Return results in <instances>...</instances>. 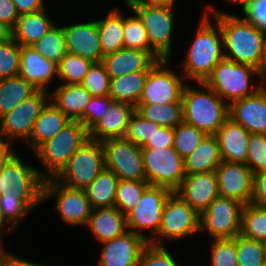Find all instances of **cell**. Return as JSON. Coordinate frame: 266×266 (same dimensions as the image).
Listing matches in <instances>:
<instances>
[{
  "mask_svg": "<svg viewBox=\"0 0 266 266\" xmlns=\"http://www.w3.org/2000/svg\"><path fill=\"white\" fill-rule=\"evenodd\" d=\"M206 8L219 23L223 37L224 58L256 68L266 41V33L243 17L228 14L210 5Z\"/></svg>",
  "mask_w": 266,
  "mask_h": 266,
  "instance_id": "1",
  "label": "cell"
},
{
  "mask_svg": "<svg viewBox=\"0 0 266 266\" xmlns=\"http://www.w3.org/2000/svg\"><path fill=\"white\" fill-rule=\"evenodd\" d=\"M205 12L200 20L197 34L186 52L183 64V78L204 82L214 67L224 58L223 37L219 23L213 25Z\"/></svg>",
  "mask_w": 266,
  "mask_h": 266,
  "instance_id": "2",
  "label": "cell"
},
{
  "mask_svg": "<svg viewBox=\"0 0 266 266\" xmlns=\"http://www.w3.org/2000/svg\"><path fill=\"white\" fill-rule=\"evenodd\" d=\"M201 90L185 85L182 94L183 122L215 135L229 118V104L204 82H197Z\"/></svg>",
  "mask_w": 266,
  "mask_h": 266,
  "instance_id": "3",
  "label": "cell"
},
{
  "mask_svg": "<svg viewBox=\"0 0 266 266\" xmlns=\"http://www.w3.org/2000/svg\"><path fill=\"white\" fill-rule=\"evenodd\" d=\"M89 139V131L78 120H71L53 138L46 140L34 152L43 171L41 177L46 180L55 178L66 166L71 156ZM45 170V171H44Z\"/></svg>",
  "mask_w": 266,
  "mask_h": 266,
  "instance_id": "4",
  "label": "cell"
},
{
  "mask_svg": "<svg viewBox=\"0 0 266 266\" xmlns=\"http://www.w3.org/2000/svg\"><path fill=\"white\" fill-rule=\"evenodd\" d=\"M256 68L223 58L214 67L204 83L215 91L227 104L257 93L261 86L253 87ZM252 86V87H251ZM251 88V89H250ZM229 100V101H228Z\"/></svg>",
  "mask_w": 266,
  "mask_h": 266,
  "instance_id": "5",
  "label": "cell"
},
{
  "mask_svg": "<svg viewBox=\"0 0 266 266\" xmlns=\"http://www.w3.org/2000/svg\"><path fill=\"white\" fill-rule=\"evenodd\" d=\"M15 152L0 170L1 195L22 196L33 208L43 202L44 179Z\"/></svg>",
  "mask_w": 266,
  "mask_h": 266,
  "instance_id": "6",
  "label": "cell"
},
{
  "mask_svg": "<svg viewBox=\"0 0 266 266\" xmlns=\"http://www.w3.org/2000/svg\"><path fill=\"white\" fill-rule=\"evenodd\" d=\"M104 168L101 142L88 139L71 156L55 179L65 186L85 190Z\"/></svg>",
  "mask_w": 266,
  "mask_h": 266,
  "instance_id": "7",
  "label": "cell"
},
{
  "mask_svg": "<svg viewBox=\"0 0 266 266\" xmlns=\"http://www.w3.org/2000/svg\"><path fill=\"white\" fill-rule=\"evenodd\" d=\"M199 232L200 214L177 193L172 192L165 203L159 231L156 237L151 239L150 244L163 246L161 239H184Z\"/></svg>",
  "mask_w": 266,
  "mask_h": 266,
  "instance_id": "8",
  "label": "cell"
},
{
  "mask_svg": "<svg viewBox=\"0 0 266 266\" xmlns=\"http://www.w3.org/2000/svg\"><path fill=\"white\" fill-rule=\"evenodd\" d=\"M141 149L146 181L175 192L186 176L181 156L173 147Z\"/></svg>",
  "mask_w": 266,
  "mask_h": 266,
  "instance_id": "9",
  "label": "cell"
},
{
  "mask_svg": "<svg viewBox=\"0 0 266 266\" xmlns=\"http://www.w3.org/2000/svg\"><path fill=\"white\" fill-rule=\"evenodd\" d=\"M56 197L55 209L70 226H87L92 208L85 190L71 188L49 178L43 182V202Z\"/></svg>",
  "mask_w": 266,
  "mask_h": 266,
  "instance_id": "10",
  "label": "cell"
},
{
  "mask_svg": "<svg viewBox=\"0 0 266 266\" xmlns=\"http://www.w3.org/2000/svg\"><path fill=\"white\" fill-rule=\"evenodd\" d=\"M171 193L172 191L165 187L149 185L144 190L138 204L126 214L128 230L150 243L159 231L163 209ZM147 229H151L152 238L143 233L142 230Z\"/></svg>",
  "mask_w": 266,
  "mask_h": 266,
  "instance_id": "11",
  "label": "cell"
},
{
  "mask_svg": "<svg viewBox=\"0 0 266 266\" xmlns=\"http://www.w3.org/2000/svg\"><path fill=\"white\" fill-rule=\"evenodd\" d=\"M142 21L150 47L162 58L171 59L174 9L165 6L137 4L131 8Z\"/></svg>",
  "mask_w": 266,
  "mask_h": 266,
  "instance_id": "12",
  "label": "cell"
},
{
  "mask_svg": "<svg viewBox=\"0 0 266 266\" xmlns=\"http://www.w3.org/2000/svg\"><path fill=\"white\" fill-rule=\"evenodd\" d=\"M169 59L160 60L148 73L138 105L182 102L186 85L169 67Z\"/></svg>",
  "mask_w": 266,
  "mask_h": 266,
  "instance_id": "13",
  "label": "cell"
},
{
  "mask_svg": "<svg viewBox=\"0 0 266 266\" xmlns=\"http://www.w3.org/2000/svg\"><path fill=\"white\" fill-rule=\"evenodd\" d=\"M243 204L218 196L200 214V231H208L212 239L234 238L240 234Z\"/></svg>",
  "mask_w": 266,
  "mask_h": 266,
  "instance_id": "14",
  "label": "cell"
},
{
  "mask_svg": "<svg viewBox=\"0 0 266 266\" xmlns=\"http://www.w3.org/2000/svg\"><path fill=\"white\" fill-rule=\"evenodd\" d=\"M105 168L122 180H146L142 149L124 138L101 142Z\"/></svg>",
  "mask_w": 266,
  "mask_h": 266,
  "instance_id": "15",
  "label": "cell"
},
{
  "mask_svg": "<svg viewBox=\"0 0 266 266\" xmlns=\"http://www.w3.org/2000/svg\"><path fill=\"white\" fill-rule=\"evenodd\" d=\"M46 90H39L31 98L22 101L12 111L0 118V136L14 143L16 139L27 141L33 125L42 109L50 101ZM49 96V97H48Z\"/></svg>",
  "mask_w": 266,
  "mask_h": 266,
  "instance_id": "16",
  "label": "cell"
},
{
  "mask_svg": "<svg viewBox=\"0 0 266 266\" xmlns=\"http://www.w3.org/2000/svg\"><path fill=\"white\" fill-rule=\"evenodd\" d=\"M219 195L250 204L253 194V172L246 164L222 161L215 169Z\"/></svg>",
  "mask_w": 266,
  "mask_h": 266,
  "instance_id": "17",
  "label": "cell"
},
{
  "mask_svg": "<svg viewBox=\"0 0 266 266\" xmlns=\"http://www.w3.org/2000/svg\"><path fill=\"white\" fill-rule=\"evenodd\" d=\"M99 266H139L144 248L149 242L134 232L125 234L102 243Z\"/></svg>",
  "mask_w": 266,
  "mask_h": 266,
  "instance_id": "18",
  "label": "cell"
},
{
  "mask_svg": "<svg viewBox=\"0 0 266 266\" xmlns=\"http://www.w3.org/2000/svg\"><path fill=\"white\" fill-rule=\"evenodd\" d=\"M67 50L93 63L102 62L104 54L96 21L62 26Z\"/></svg>",
  "mask_w": 266,
  "mask_h": 266,
  "instance_id": "19",
  "label": "cell"
},
{
  "mask_svg": "<svg viewBox=\"0 0 266 266\" xmlns=\"http://www.w3.org/2000/svg\"><path fill=\"white\" fill-rule=\"evenodd\" d=\"M160 60L163 59L155 51L123 47L105 55L102 63L112 79L135 71H150Z\"/></svg>",
  "mask_w": 266,
  "mask_h": 266,
  "instance_id": "20",
  "label": "cell"
},
{
  "mask_svg": "<svg viewBox=\"0 0 266 266\" xmlns=\"http://www.w3.org/2000/svg\"><path fill=\"white\" fill-rule=\"evenodd\" d=\"M175 193L201 214L219 196L215 170L186 175Z\"/></svg>",
  "mask_w": 266,
  "mask_h": 266,
  "instance_id": "21",
  "label": "cell"
},
{
  "mask_svg": "<svg viewBox=\"0 0 266 266\" xmlns=\"http://www.w3.org/2000/svg\"><path fill=\"white\" fill-rule=\"evenodd\" d=\"M229 118L249 133L266 135V88L229 105Z\"/></svg>",
  "mask_w": 266,
  "mask_h": 266,
  "instance_id": "22",
  "label": "cell"
},
{
  "mask_svg": "<svg viewBox=\"0 0 266 266\" xmlns=\"http://www.w3.org/2000/svg\"><path fill=\"white\" fill-rule=\"evenodd\" d=\"M135 107L126 102L113 101L104 117L89 130V139L103 142L123 138Z\"/></svg>",
  "mask_w": 266,
  "mask_h": 266,
  "instance_id": "23",
  "label": "cell"
},
{
  "mask_svg": "<svg viewBox=\"0 0 266 266\" xmlns=\"http://www.w3.org/2000/svg\"><path fill=\"white\" fill-rule=\"evenodd\" d=\"M19 76L32 83L39 90L57 76V64L38 53L32 46H21Z\"/></svg>",
  "mask_w": 266,
  "mask_h": 266,
  "instance_id": "24",
  "label": "cell"
},
{
  "mask_svg": "<svg viewBox=\"0 0 266 266\" xmlns=\"http://www.w3.org/2000/svg\"><path fill=\"white\" fill-rule=\"evenodd\" d=\"M222 161L246 164L250 133L228 118L215 134Z\"/></svg>",
  "mask_w": 266,
  "mask_h": 266,
  "instance_id": "25",
  "label": "cell"
},
{
  "mask_svg": "<svg viewBox=\"0 0 266 266\" xmlns=\"http://www.w3.org/2000/svg\"><path fill=\"white\" fill-rule=\"evenodd\" d=\"M86 227L100 243L112 240L129 231L126 215L115 206L92 209Z\"/></svg>",
  "mask_w": 266,
  "mask_h": 266,
  "instance_id": "26",
  "label": "cell"
},
{
  "mask_svg": "<svg viewBox=\"0 0 266 266\" xmlns=\"http://www.w3.org/2000/svg\"><path fill=\"white\" fill-rule=\"evenodd\" d=\"M70 121L55 104L49 101L34 122L30 138L26 141L27 146L31 147L34 152L46 140L53 138Z\"/></svg>",
  "mask_w": 266,
  "mask_h": 266,
  "instance_id": "27",
  "label": "cell"
},
{
  "mask_svg": "<svg viewBox=\"0 0 266 266\" xmlns=\"http://www.w3.org/2000/svg\"><path fill=\"white\" fill-rule=\"evenodd\" d=\"M92 95L81 84H59L50 94V101L70 120H79Z\"/></svg>",
  "mask_w": 266,
  "mask_h": 266,
  "instance_id": "28",
  "label": "cell"
},
{
  "mask_svg": "<svg viewBox=\"0 0 266 266\" xmlns=\"http://www.w3.org/2000/svg\"><path fill=\"white\" fill-rule=\"evenodd\" d=\"M46 8L33 13L21 14L12 29L13 39L20 46H31L56 24L46 14Z\"/></svg>",
  "mask_w": 266,
  "mask_h": 266,
  "instance_id": "29",
  "label": "cell"
},
{
  "mask_svg": "<svg viewBox=\"0 0 266 266\" xmlns=\"http://www.w3.org/2000/svg\"><path fill=\"white\" fill-rule=\"evenodd\" d=\"M222 163L216 135H206L195 150L184 159L186 175L214 171Z\"/></svg>",
  "mask_w": 266,
  "mask_h": 266,
  "instance_id": "30",
  "label": "cell"
},
{
  "mask_svg": "<svg viewBox=\"0 0 266 266\" xmlns=\"http://www.w3.org/2000/svg\"><path fill=\"white\" fill-rule=\"evenodd\" d=\"M39 91L20 76L0 80V118Z\"/></svg>",
  "mask_w": 266,
  "mask_h": 266,
  "instance_id": "31",
  "label": "cell"
},
{
  "mask_svg": "<svg viewBox=\"0 0 266 266\" xmlns=\"http://www.w3.org/2000/svg\"><path fill=\"white\" fill-rule=\"evenodd\" d=\"M149 71H135L110 80L109 96L114 101L138 105Z\"/></svg>",
  "mask_w": 266,
  "mask_h": 266,
  "instance_id": "32",
  "label": "cell"
},
{
  "mask_svg": "<svg viewBox=\"0 0 266 266\" xmlns=\"http://www.w3.org/2000/svg\"><path fill=\"white\" fill-rule=\"evenodd\" d=\"M118 182V176L104 168L85 189L91 208L113 207Z\"/></svg>",
  "mask_w": 266,
  "mask_h": 266,
  "instance_id": "33",
  "label": "cell"
},
{
  "mask_svg": "<svg viewBox=\"0 0 266 266\" xmlns=\"http://www.w3.org/2000/svg\"><path fill=\"white\" fill-rule=\"evenodd\" d=\"M96 22L104 56L124 47L122 11L114 8Z\"/></svg>",
  "mask_w": 266,
  "mask_h": 266,
  "instance_id": "34",
  "label": "cell"
},
{
  "mask_svg": "<svg viewBox=\"0 0 266 266\" xmlns=\"http://www.w3.org/2000/svg\"><path fill=\"white\" fill-rule=\"evenodd\" d=\"M135 110L146 120L162 127L174 129L178 124L183 122L182 102L168 103L165 105H137Z\"/></svg>",
  "mask_w": 266,
  "mask_h": 266,
  "instance_id": "35",
  "label": "cell"
},
{
  "mask_svg": "<svg viewBox=\"0 0 266 266\" xmlns=\"http://www.w3.org/2000/svg\"><path fill=\"white\" fill-rule=\"evenodd\" d=\"M240 234L244 237L263 241L266 239V208L253 204L243 205Z\"/></svg>",
  "mask_w": 266,
  "mask_h": 266,
  "instance_id": "36",
  "label": "cell"
},
{
  "mask_svg": "<svg viewBox=\"0 0 266 266\" xmlns=\"http://www.w3.org/2000/svg\"><path fill=\"white\" fill-rule=\"evenodd\" d=\"M31 46L55 64H58L68 52L62 26L57 27V24Z\"/></svg>",
  "mask_w": 266,
  "mask_h": 266,
  "instance_id": "37",
  "label": "cell"
},
{
  "mask_svg": "<svg viewBox=\"0 0 266 266\" xmlns=\"http://www.w3.org/2000/svg\"><path fill=\"white\" fill-rule=\"evenodd\" d=\"M92 64L90 60L67 52L57 64V78L62 84H81Z\"/></svg>",
  "mask_w": 266,
  "mask_h": 266,
  "instance_id": "38",
  "label": "cell"
},
{
  "mask_svg": "<svg viewBox=\"0 0 266 266\" xmlns=\"http://www.w3.org/2000/svg\"><path fill=\"white\" fill-rule=\"evenodd\" d=\"M149 185L146 180L119 179L114 206L126 215L138 204L144 190Z\"/></svg>",
  "mask_w": 266,
  "mask_h": 266,
  "instance_id": "39",
  "label": "cell"
},
{
  "mask_svg": "<svg viewBox=\"0 0 266 266\" xmlns=\"http://www.w3.org/2000/svg\"><path fill=\"white\" fill-rule=\"evenodd\" d=\"M173 148L184 160L188 157L207 135L204 131L185 122L178 124L174 129Z\"/></svg>",
  "mask_w": 266,
  "mask_h": 266,
  "instance_id": "40",
  "label": "cell"
},
{
  "mask_svg": "<svg viewBox=\"0 0 266 266\" xmlns=\"http://www.w3.org/2000/svg\"><path fill=\"white\" fill-rule=\"evenodd\" d=\"M123 42L125 48L154 51L150 47L147 32L141 19L133 12V16L123 14Z\"/></svg>",
  "mask_w": 266,
  "mask_h": 266,
  "instance_id": "41",
  "label": "cell"
},
{
  "mask_svg": "<svg viewBox=\"0 0 266 266\" xmlns=\"http://www.w3.org/2000/svg\"><path fill=\"white\" fill-rule=\"evenodd\" d=\"M238 266H264L266 264L261 241L238 234L236 236Z\"/></svg>",
  "mask_w": 266,
  "mask_h": 266,
  "instance_id": "42",
  "label": "cell"
},
{
  "mask_svg": "<svg viewBox=\"0 0 266 266\" xmlns=\"http://www.w3.org/2000/svg\"><path fill=\"white\" fill-rule=\"evenodd\" d=\"M0 210L4 221L14 230L34 208L22 196L0 195Z\"/></svg>",
  "mask_w": 266,
  "mask_h": 266,
  "instance_id": "43",
  "label": "cell"
},
{
  "mask_svg": "<svg viewBox=\"0 0 266 266\" xmlns=\"http://www.w3.org/2000/svg\"><path fill=\"white\" fill-rule=\"evenodd\" d=\"M156 126V123L146 120L135 110L129 119L123 138L143 148L152 139Z\"/></svg>",
  "mask_w": 266,
  "mask_h": 266,
  "instance_id": "44",
  "label": "cell"
},
{
  "mask_svg": "<svg viewBox=\"0 0 266 266\" xmlns=\"http://www.w3.org/2000/svg\"><path fill=\"white\" fill-rule=\"evenodd\" d=\"M21 46L12 38L0 44V80L19 76Z\"/></svg>",
  "mask_w": 266,
  "mask_h": 266,
  "instance_id": "45",
  "label": "cell"
},
{
  "mask_svg": "<svg viewBox=\"0 0 266 266\" xmlns=\"http://www.w3.org/2000/svg\"><path fill=\"white\" fill-rule=\"evenodd\" d=\"M110 76L102 62L93 63L84 77L81 85L92 96H108L110 90Z\"/></svg>",
  "mask_w": 266,
  "mask_h": 266,
  "instance_id": "46",
  "label": "cell"
},
{
  "mask_svg": "<svg viewBox=\"0 0 266 266\" xmlns=\"http://www.w3.org/2000/svg\"><path fill=\"white\" fill-rule=\"evenodd\" d=\"M211 248V266H238L236 236L234 238L213 239Z\"/></svg>",
  "mask_w": 266,
  "mask_h": 266,
  "instance_id": "47",
  "label": "cell"
},
{
  "mask_svg": "<svg viewBox=\"0 0 266 266\" xmlns=\"http://www.w3.org/2000/svg\"><path fill=\"white\" fill-rule=\"evenodd\" d=\"M246 165L255 173L266 171V135L250 133Z\"/></svg>",
  "mask_w": 266,
  "mask_h": 266,
  "instance_id": "48",
  "label": "cell"
},
{
  "mask_svg": "<svg viewBox=\"0 0 266 266\" xmlns=\"http://www.w3.org/2000/svg\"><path fill=\"white\" fill-rule=\"evenodd\" d=\"M111 96H92L90 102L85 107L83 116L78 120L89 131L97 124L107 112L110 105L113 103Z\"/></svg>",
  "mask_w": 266,
  "mask_h": 266,
  "instance_id": "49",
  "label": "cell"
},
{
  "mask_svg": "<svg viewBox=\"0 0 266 266\" xmlns=\"http://www.w3.org/2000/svg\"><path fill=\"white\" fill-rule=\"evenodd\" d=\"M139 266H178V263L164 246L149 243L141 254Z\"/></svg>",
  "mask_w": 266,
  "mask_h": 266,
  "instance_id": "50",
  "label": "cell"
},
{
  "mask_svg": "<svg viewBox=\"0 0 266 266\" xmlns=\"http://www.w3.org/2000/svg\"><path fill=\"white\" fill-rule=\"evenodd\" d=\"M242 13L247 22L266 33V0H253Z\"/></svg>",
  "mask_w": 266,
  "mask_h": 266,
  "instance_id": "51",
  "label": "cell"
},
{
  "mask_svg": "<svg viewBox=\"0 0 266 266\" xmlns=\"http://www.w3.org/2000/svg\"><path fill=\"white\" fill-rule=\"evenodd\" d=\"M173 128L157 125L152 139L143 148H169L173 147Z\"/></svg>",
  "mask_w": 266,
  "mask_h": 266,
  "instance_id": "52",
  "label": "cell"
},
{
  "mask_svg": "<svg viewBox=\"0 0 266 266\" xmlns=\"http://www.w3.org/2000/svg\"><path fill=\"white\" fill-rule=\"evenodd\" d=\"M251 204L266 208V171L253 174Z\"/></svg>",
  "mask_w": 266,
  "mask_h": 266,
  "instance_id": "53",
  "label": "cell"
},
{
  "mask_svg": "<svg viewBox=\"0 0 266 266\" xmlns=\"http://www.w3.org/2000/svg\"><path fill=\"white\" fill-rule=\"evenodd\" d=\"M19 13L13 0H0V21L6 23L12 29L19 18Z\"/></svg>",
  "mask_w": 266,
  "mask_h": 266,
  "instance_id": "54",
  "label": "cell"
},
{
  "mask_svg": "<svg viewBox=\"0 0 266 266\" xmlns=\"http://www.w3.org/2000/svg\"><path fill=\"white\" fill-rule=\"evenodd\" d=\"M19 15L38 12L45 7L44 0H13Z\"/></svg>",
  "mask_w": 266,
  "mask_h": 266,
  "instance_id": "55",
  "label": "cell"
},
{
  "mask_svg": "<svg viewBox=\"0 0 266 266\" xmlns=\"http://www.w3.org/2000/svg\"><path fill=\"white\" fill-rule=\"evenodd\" d=\"M12 143L0 136V170L7 160L16 152Z\"/></svg>",
  "mask_w": 266,
  "mask_h": 266,
  "instance_id": "56",
  "label": "cell"
},
{
  "mask_svg": "<svg viewBox=\"0 0 266 266\" xmlns=\"http://www.w3.org/2000/svg\"><path fill=\"white\" fill-rule=\"evenodd\" d=\"M4 261L9 266H48V265H44V264H36V263H33L29 260L22 259V258L16 256L15 254H13L12 252H7L6 250H5Z\"/></svg>",
  "mask_w": 266,
  "mask_h": 266,
  "instance_id": "57",
  "label": "cell"
},
{
  "mask_svg": "<svg viewBox=\"0 0 266 266\" xmlns=\"http://www.w3.org/2000/svg\"><path fill=\"white\" fill-rule=\"evenodd\" d=\"M257 78L261 79L260 86L261 88H266V41L264 43L263 51L259 60L258 65L256 66Z\"/></svg>",
  "mask_w": 266,
  "mask_h": 266,
  "instance_id": "58",
  "label": "cell"
},
{
  "mask_svg": "<svg viewBox=\"0 0 266 266\" xmlns=\"http://www.w3.org/2000/svg\"><path fill=\"white\" fill-rule=\"evenodd\" d=\"M13 38L12 28L6 23L0 21V44Z\"/></svg>",
  "mask_w": 266,
  "mask_h": 266,
  "instance_id": "59",
  "label": "cell"
},
{
  "mask_svg": "<svg viewBox=\"0 0 266 266\" xmlns=\"http://www.w3.org/2000/svg\"><path fill=\"white\" fill-rule=\"evenodd\" d=\"M174 2L175 0H139L138 4L174 8Z\"/></svg>",
  "mask_w": 266,
  "mask_h": 266,
  "instance_id": "60",
  "label": "cell"
},
{
  "mask_svg": "<svg viewBox=\"0 0 266 266\" xmlns=\"http://www.w3.org/2000/svg\"><path fill=\"white\" fill-rule=\"evenodd\" d=\"M6 225V226H5ZM5 228V229H4ZM6 231L7 234H11L14 232V230L4 221V219L2 218V213H1V210H0V248L3 249V242H1V238L3 237L2 234H4V230Z\"/></svg>",
  "mask_w": 266,
  "mask_h": 266,
  "instance_id": "61",
  "label": "cell"
},
{
  "mask_svg": "<svg viewBox=\"0 0 266 266\" xmlns=\"http://www.w3.org/2000/svg\"><path fill=\"white\" fill-rule=\"evenodd\" d=\"M230 4H238L241 6L242 10H244L253 0H224Z\"/></svg>",
  "mask_w": 266,
  "mask_h": 266,
  "instance_id": "62",
  "label": "cell"
},
{
  "mask_svg": "<svg viewBox=\"0 0 266 266\" xmlns=\"http://www.w3.org/2000/svg\"><path fill=\"white\" fill-rule=\"evenodd\" d=\"M139 3V0H125V4L131 9Z\"/></svg>",
  "mask_w": 266,
  "mask_h": 266,
  "instance_id": "63",
  "label": "cell"
},
{
  "mask_svg": "<svg viewBox=\"0 0 266 266\" xmlns=\"http://www.w3.org/2000/svg\"><path fill=\"white\" fill-rule=\"evenodd\" d=\"M5 250L0 248V265L4 262Z\"/></svg>",
  "mask_w": 266,
  "mask_h": 266,
  "instance_id": "64",
  "label": "cell"
},
{
  "mask_svg": "<svg viewBox=\"0 0 266 266\" xmlns=\"http://www.w3.org/2000/svg\"><path fill=\"white\" fill-rule=\"evenodd\" d=\"M262 246H263V252H264V257H265V262H266V239L261 241Z\"/></svg>",
  "mask_w": 266,
  "mask_h": 266,
  "instance_id": "65",
  "label": "cell"
},
{
  "mask_svg": "<svg viewBox=\"0 0 266 266\" xmlns=\"http://www.w3.org/2000/svg\"><path fill=\"white\" fill-rule=\"evenodd\" d=\"M0 266H9L5 261Z\"/></svg>",
  "mask_w": 266,
  "mask_h": 266,
  "instance_id": "66",
  "label": "cell"
}]
</instances>
